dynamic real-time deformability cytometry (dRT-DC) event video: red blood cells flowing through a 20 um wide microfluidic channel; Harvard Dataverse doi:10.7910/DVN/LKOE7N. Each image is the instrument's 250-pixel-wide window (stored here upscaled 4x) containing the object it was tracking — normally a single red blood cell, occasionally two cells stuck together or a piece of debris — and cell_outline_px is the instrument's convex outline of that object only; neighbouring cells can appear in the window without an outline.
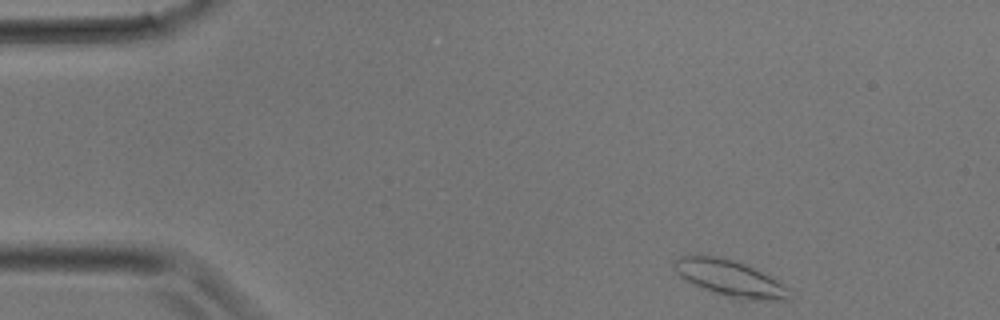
{"species": "common noctule bat (a hibernating species)", "species_latin": "Nyctalus noctula", "temperature_condition": "room temperature", "stored_images_in_passage": 30, "camera_frame_rate_fps": 3000, "um_per_image_px": 0.085, "animal": {"sex": "male", "body_mass_g": 17.9}, "frame": {"image": 1, "passage_image": 1, "time_ms": 0.0, "image_size_px": [1000, 320], "cell_outline_px": [[792, 300], [740, 300], [700, 288], [692, 284], [680, 276], [676, 272], [672, 264], [680, 256], [716, 256], [732, 260], [744, 264], [780, 280], [788, 288]], "centroid_in_image_um": [62.09, 23.68], "position_along_channel_um": 22.9, "area_um2": 24.33}}
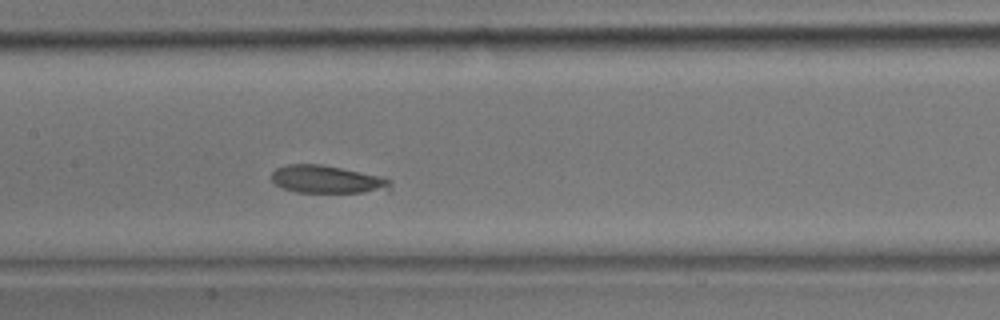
{"frame": {"image": 2, "passage_image": 13, "time_ms": 4.0, "image_size_px": [1000, 320], "cell_outline_px": [[392, 188], [388, 192], [296, 192], [284, 188], [276, 184], [272, 180], [272, 172], [276, 168], [288, 164], [320, 164], [380, 176], [392, 180]], "centroid_in_image_um": [27.87, 15.26], "position_along_channel_um": 179.5, "area_um2": 19.25}}
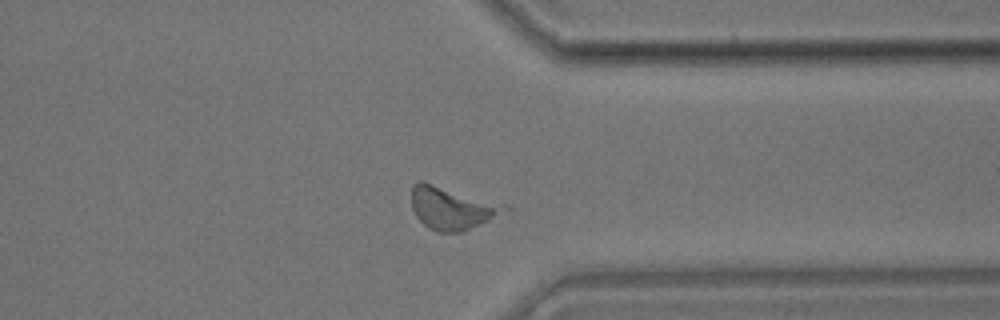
{"frame": {"image": 3, "passage_image": 23, "time_ms": 7.333, "image_size_px": [1000, 320], "cell_outline_px": [[512, 208], [480, 224], [460, 232], [436, 232], [428, 228], [416, 216], [412, 208], [412, 184], [420, 180], [504, 204]], "centroid_in_image_um": [38.37, 17.68], "position_along_channel_um": 373.0, "area_um2": 22.83}}